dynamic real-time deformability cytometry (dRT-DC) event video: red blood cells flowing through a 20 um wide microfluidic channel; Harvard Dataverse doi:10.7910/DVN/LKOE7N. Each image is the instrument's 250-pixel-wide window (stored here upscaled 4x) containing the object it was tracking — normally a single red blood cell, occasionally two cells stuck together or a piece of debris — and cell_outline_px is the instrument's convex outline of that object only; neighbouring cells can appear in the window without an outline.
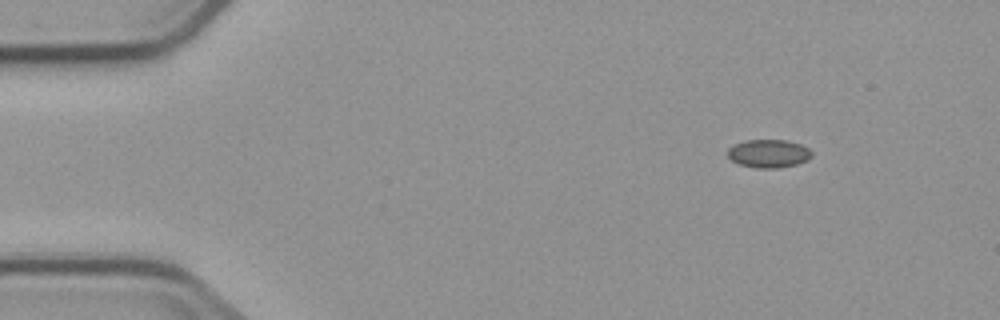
{"species": "common noctule bat (a hibernating species)", "species_latin": "Nyctalus noctula", "temperature_condition": "cold", "stored_images_in_passage": 4, "camera_frame_rate_fps": 3000, "um_per_image_px": 0.085, "animal": {"sex": "male", "body_mass_g": 23.1, "forearm_length_mm": 52.7}, "frame": {"image": 1, "passage_image": 1, "time_ms": 0.0, "image_size_px": [1000, 320], "cell_outline_px": [[812, 156], [808, 160], [796, 164], [776, 168], [756, 168], [740, 164], [732, 160], [728, 156], [728, 148], [732, 144], [744, 140], [788, 140], [800, 144], [808, 148], [812, 152]], "centroid_in_image_um": [65.33, 13.04], "position_along_channel_um": 19.7, "area_um2": 13.87}}
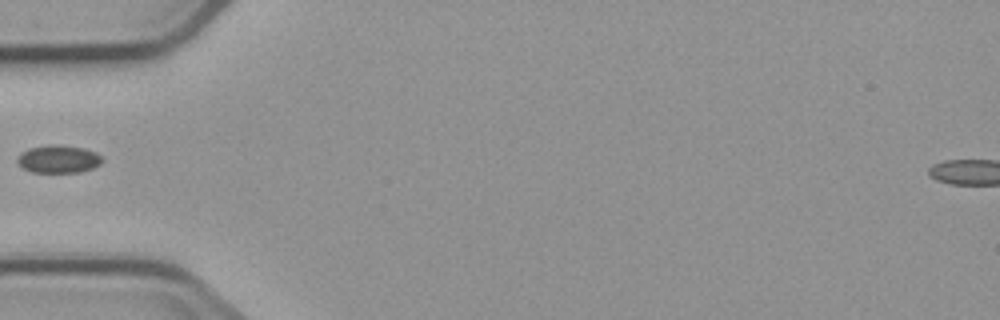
{"frame": {"image": 2, "passage_image": 4, "time_ms": 4.0, "image_size_px": [1000, 320], "cell_outline_px": [[104, 160], [100, 164], [92, 168], [80, 172], [32, 172], [24, 168], [16, 160], [28, 148], [84, 148], [96, 152]], "centroid_in_image_um": [5.03, 13.59], "position_along_channel_um": 80.0, "area_um2": 12.72}}